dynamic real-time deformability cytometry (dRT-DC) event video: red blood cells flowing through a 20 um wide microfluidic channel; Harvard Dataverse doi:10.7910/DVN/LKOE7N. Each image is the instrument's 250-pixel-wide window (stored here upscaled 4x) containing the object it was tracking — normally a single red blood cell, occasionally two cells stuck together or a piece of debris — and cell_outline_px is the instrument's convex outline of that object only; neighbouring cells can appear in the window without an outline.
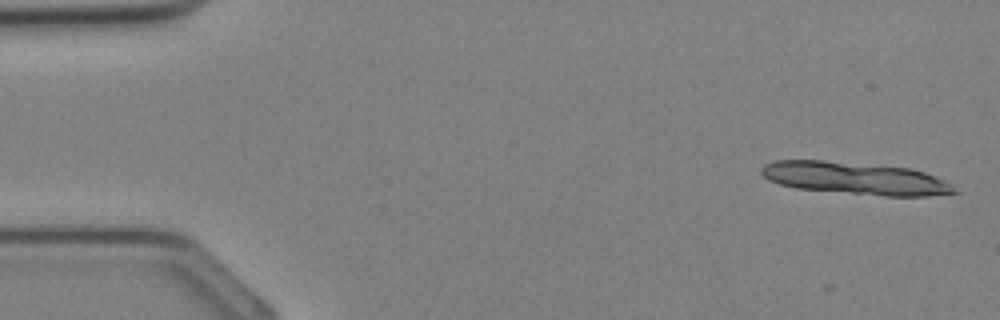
{"species": "Egyptian fruit bat (a non-hibernating species)", "species_latin": "Rousettus aegyptiacus", "temperature_condition": "cold", "stored_images_in_passage": 8, "camera_frame_rate_fps": 3000, "um_per_image_px": 0.085, "animal": {"sex": "female"}, "frame": {"image": 1, "passage_image": 2, "time_ms": 0.333, "image_size_px": [1000, 320], "cell_outline_px": [[960, 192], [928, 196], [884, 196], [796, 188], [780, 184], [768, 180], [760, 172], [760, 168], [764, 164], [776, 160], [820, 160], [908, 168], [924, 172], [944, 180], [952, 184]], "centroid_in_image_um": [72.69, 15.16], "position_along_channel_um": 12.3, "area_um2": 36.24}}